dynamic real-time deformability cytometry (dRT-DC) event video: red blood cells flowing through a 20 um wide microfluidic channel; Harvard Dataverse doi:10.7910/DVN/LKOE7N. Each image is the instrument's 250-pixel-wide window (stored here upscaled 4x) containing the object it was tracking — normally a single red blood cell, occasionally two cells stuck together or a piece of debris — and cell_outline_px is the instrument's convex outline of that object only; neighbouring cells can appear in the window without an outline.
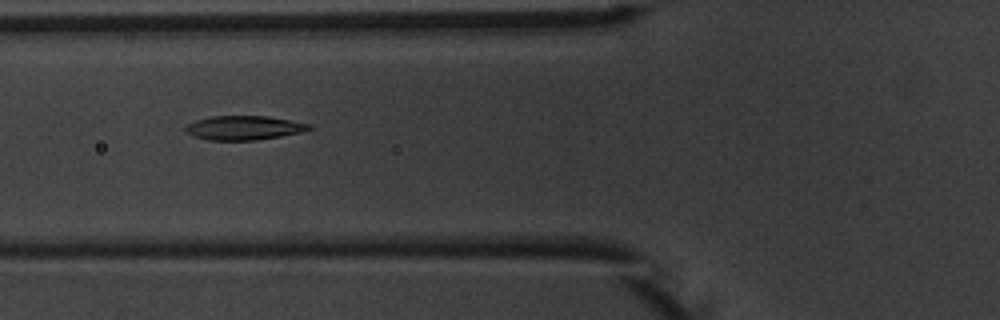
{"species": "common noctule bat (a hibernating species)", "species_latin": "Nyctalus noctula", "temperature_condition": "warm", "stored_images_in_passage": 6, "camera_frame_rate_fps": 3000, "um_per_image_px": 0.085, "animal": {"sex": "male", "body_mass_g": 20.1, "forearm_length_mm": 53.5}, "frame": {"image": 1, "passage_image": 5, "time_ms": 5.333, "image_size_px": [1000, 320], "cell_outline_px": [[312, 128], [304, 132], [256, 140], [208, 140], [192, 136], [184, 132], [184, 128], [188, 124], [196, 120], [212, 116], [268, 116], [312, 124]], "centroid_in_image_um": [20.73, 10.87], "position_along_channel_um": 105.1, "area_um2": 17.51}}
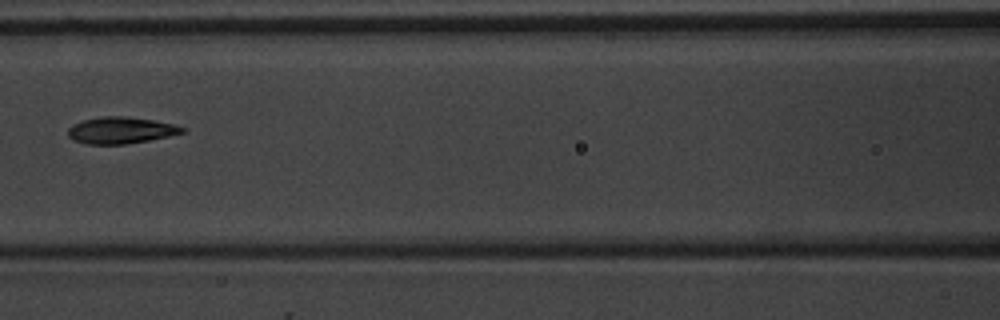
{"frame": {"image": 2, "passage_image": 6, "time_ms": 6.667, "image_size_px": [1000, 320], "cell_outline_px": [[184, 132], [168, 136], [148, 140], [124, 144], [84, 144], [72, 140], [68, 136], [68, 128], [72, 124], [84, 120], [104, 116], [124, 116], [152, 120], [172, 124], [184, 128]], "centroid_in_image_um": [10.19, 11.08], "position_along_channel_um": 156.4, "area_um2": 17.51}}